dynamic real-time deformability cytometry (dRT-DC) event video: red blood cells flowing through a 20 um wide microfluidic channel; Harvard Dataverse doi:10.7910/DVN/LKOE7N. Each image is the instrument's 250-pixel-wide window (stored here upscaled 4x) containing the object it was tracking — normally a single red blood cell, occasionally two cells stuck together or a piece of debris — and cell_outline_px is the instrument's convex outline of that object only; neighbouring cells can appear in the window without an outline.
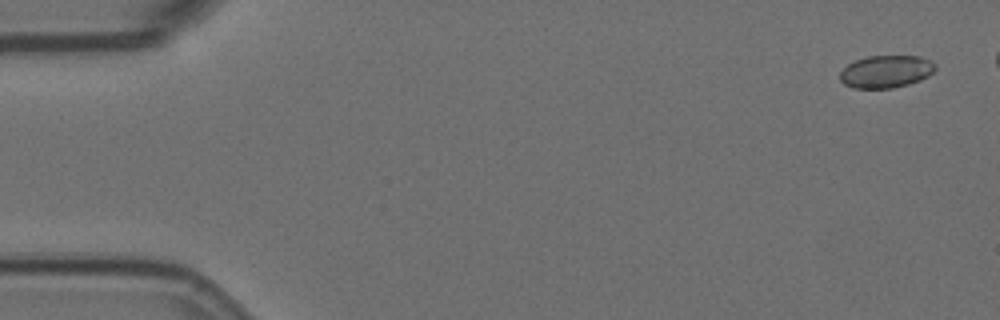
{"species": "Egyptian fruit bat (a non-hibernating species)", "species_latin": "Rousettus aegyptiacus", "temperature_condition": "room temperature", "stored_images_in_passage": 6, "camera_frame_rate_fps": 3000, "um_per_image_px": 0.085, "animal": {"sex": "female"}, "frame": {"image": 1, "passage_image": 1, "time_ms": 0.0, "image_size_px": [1000, 320], "cell_outline_px": [[936, 68], [928, 76], [920, 80], [908, 84], [892, 88], [852, 88], [844, 84], [840, 80], [840, 72], [848, 64], [856, 60], [868, 56], [920, 56], [932, 60], [936, 64]], "centroid_in_image_um": [75.32, 6.08], "position_along_channel_um": 9.7, "area_um2": 18.09}}